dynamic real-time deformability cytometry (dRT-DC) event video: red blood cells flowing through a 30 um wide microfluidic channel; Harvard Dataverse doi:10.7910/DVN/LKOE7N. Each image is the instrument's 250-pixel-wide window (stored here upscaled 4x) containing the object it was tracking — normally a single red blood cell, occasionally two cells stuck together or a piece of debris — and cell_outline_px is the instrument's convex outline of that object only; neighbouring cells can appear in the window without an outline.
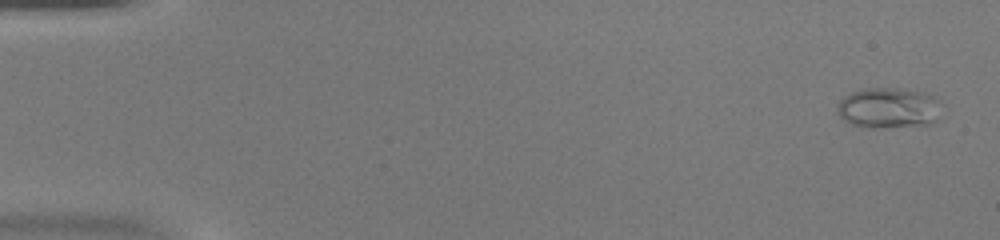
{"species": "common noctule bat (a hibernating species)", "species_latin": "Nyctalus noctula", "temperature_condition": "warm", "stored_images_in_passage": 49, "camera_frame_rate_fps": 3000, "um_per_image_px": 0.085, "animal": {"sex": "female", "body_mass_g": 20.0, "forearm_length_mm": 54.0}, "frame": {"image": 1, "passage_image": 2, "time_ms": 0.333, "image_size_px": [1000, 240], "cell_outline_px": [[940, 116], [936, 120], [928, 124], [872, 128], [864, 128], [852, 124], [844, 120], [836, 112], [836, 104], [844, 96], [852, 92], [864, 88], [896, 88], [924, 92], [936, 96], [940, 100]], "centroid_in_image_um": [75.52, 9.16], "position_along_channel_um": 9.5, "area_um2": 24.97}}
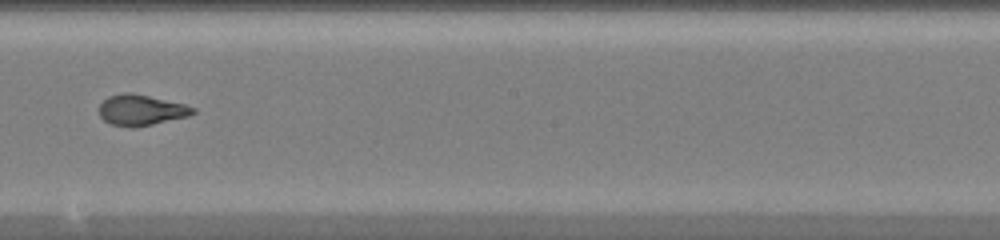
{"frame": {"image": 2, "passage_image": 29, "time_ms": 9.333, "image_size_px": [1000, 240], "cell_outline_px": [[196, 112], [188, 116], [152, 124], [132, 128], [112, 124], [104, 120], [100, 116], [100, 104], [108, 96], [124, 92], [132, 92], [184, 104], [196, 108]], "centroid_in_image_um": [11.99, 9.35], "position_along_channel_um": 236.2, "area_um2": 16.7}}
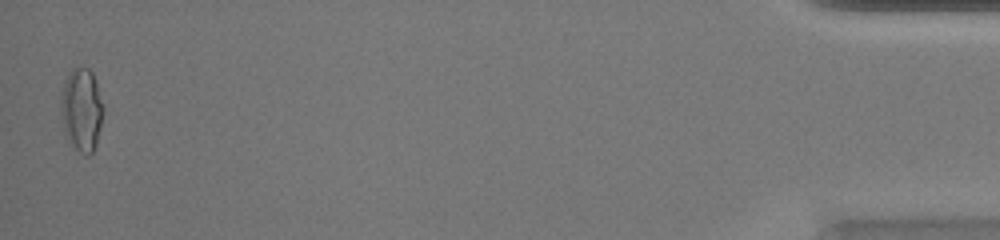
{"frame": {"image": 3, "passage_image": 49, "time_ms": 16.0, "image_size_px": [1000, 240], "cell_outline_px": [[104, 108], [100, 128], [96, 144], [92, 152], [88, 156], [84, 156], [72, 144], [64, 132], [60, 112], [60, 100], [64, 80], [68, 72], [72, 68], [88, 68], [92, 72], [104, 104]], "centroid_in_image_um": [6.93, 9.31], "position_along_channel_um": 428.3, "area_um2": 20.75}, "authors_computed_cell_mechanics": {"area_um2": 17.7446, "velocity_mm_per_s": 4.2197, "shape_relaxation_time_tau1_ms": null, "shape_relaxation_time_tau2_ms": 0.7631, "deformation_change_tau1": null, "deformation_change_tau2": 0.0721}}